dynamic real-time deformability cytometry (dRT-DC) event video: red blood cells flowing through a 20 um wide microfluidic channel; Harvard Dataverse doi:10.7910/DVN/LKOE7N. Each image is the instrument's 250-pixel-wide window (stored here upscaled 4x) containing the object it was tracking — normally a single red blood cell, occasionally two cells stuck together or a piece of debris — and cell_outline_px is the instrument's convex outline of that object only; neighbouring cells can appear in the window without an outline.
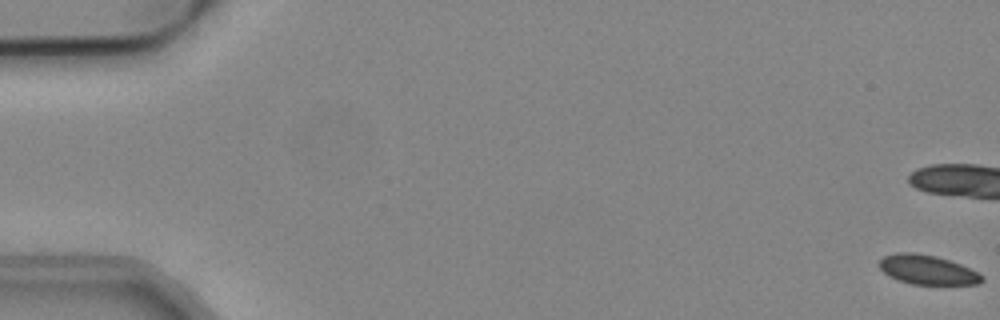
{"species": "common noctule bat (a hibernating species)", "species_latin": "Nyctalus noctula", "temperature_condition": "cold", "stored_images_in_passage": 19, "camera_frame_rate_fps": 3000, "um_per_image_px": 0.085, "animal": {"sex": "male", "body_mass_g": 19.2, "forearm_length_mm": 51.8}, "frame": {"image": 1, "passage_image": 1, "time_ms": 0.0, "image_size_px": [1000, 320], "cell_outline_px": [[984, 280], [980, 284], [912, 284], [896, 280], [888, 276], [880, 268], [880, 260], [884, 256], [896, 252], [912, 252], [936, 256], [960, 264], [980, 272], [984, 276]], "centroid_in_image_um": [78.85, 22.93], "position_along_channel_um": 6.2, "area_um2": 17.69}}